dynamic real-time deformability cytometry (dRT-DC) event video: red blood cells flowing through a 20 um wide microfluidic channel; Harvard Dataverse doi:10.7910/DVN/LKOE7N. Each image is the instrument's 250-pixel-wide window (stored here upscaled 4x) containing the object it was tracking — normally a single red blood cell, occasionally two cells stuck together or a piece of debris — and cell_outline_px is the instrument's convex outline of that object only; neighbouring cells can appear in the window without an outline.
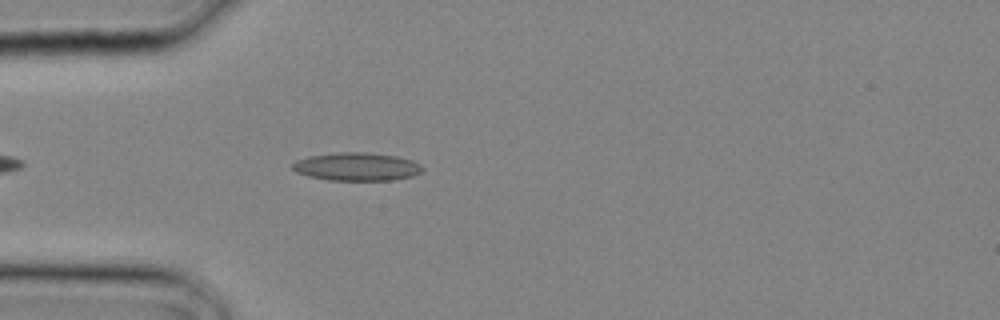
{"species": "common noctule bat (a hibernating species)", "species_latin": "Nyctalus noctula", "temperature_condition": "cold", "stored_images_in_passage": 2, "camera_frame_rate_fps": 3000, "um_per_image_px": 0.085, "animal": {"sex": "male", "body_mass_g": 20.4}, "frame": {"image": 1, "passage_image": 2, "time_ms": 0.333, "image_size_px": [1000, 320], "cell_outline_px": [[424, 172], [412, 176], [392, 180], [328, 180], [308, 176], [296, 172], [292, 168], [292, 164], [296, 160], [308, 156], [340, 152], [364, 152], [396, 156], [412, 160], [420, 164], [424, 168]], "centroid_in_image_um": [30.34, 14.17], "position_along_channel_um": 54.7, "area_um2": 21.39}}